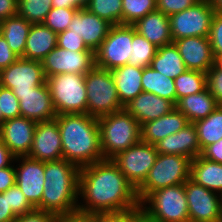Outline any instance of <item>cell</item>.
<instances>
[{
  "mask_svg": "<svg viewBox=\"0 0 222 222\" xmlns=\"http://www.w3.org/2000/svg\"><path fill=\"white\" fill-rule=\"evenodd\" d=\"M57 46L66 50L76 52L92 51L86 46L81 36H78L76 33H73V31L69 29L58 33Z\"/></svg>",
  "mask_w": 222,
  "mask_h": 222,
  "instance_id": "41",
  "label": "cell"
},
{
  "mask_svg": "<svg viewBox=\"0 0 222 222\" xmlns=\"http://www.w3.org/2000/svg\"><path fill=\"white\" fill-rule=\"evenodd\" d=\"M90 0H52V7L70 8V9H86Z\"/></svg>",
  "mask_w": 222,
  "mask_h": 222,
  "instance_id": "52",
  "label": "cell"
},
{
  "mask_svg": "<svg viewBox=\"0 0 222 222\" xmlns=\"http://www.w3.org/2000/svg\"><path fill=\"white\" fill-rule=\"evenodd\" d=\"M100 146L104 159L141 141V125L125 109L97 118Z\"/></svg>",
  "mask_w": 222,
  "mask_h": 222,
  "instance_id": "4",
  "label": "cell"
},
{
  "mask_svg": "<svg viewBox=\"0 0 222 222\" xmlns=\"http://www.w3.org/2000/svg\"><path fill=\"white\" fill-rule=\"evenodd\" d=\"M159 154H174L189 157L191 160L201 155L196 127L187 124L177 133L171 134L155 144Z\"/></svg>",
  "mask_w": 222,
  "mask_h": 222,
  "instance_id": "21",
  "label": "cell"
},
{
  "mask_svg": "<svg viewBox=\"0 0 222 222\" xmlns=\"http://www.w3.org/2000/svg\"><path fill=\"white\" fill-rule=\"evenodd\" d=\"M58 34L43 23L32 24L26 40L24 59L42 61L57 47Z\"/></svg>",
  "mask_w": 222,
  "mask_h": 222,
  "instance_id": "25",
  "label": "cell"
},
{
  "mask_svg": "<svg viewBox=\"0 0 222 222\" xmlns=\"http://www.w3.org/2000/svg\"><path fill=\"white\" fill-rule=\"evenodd\" d=\"M46 83L57 115L87 113L85 74H56L46 78Z\"/></svg>",
  "mask_w": 222,
  "mask_h": 222,
  "instance_id": "5",
  "label": "cell"
},
{
  "mask_svg": "<svg viewBox=\"0 0 222 222\" xmlns=\"http://www.w3.org/2000/svg\"><path fill=\"white\" fill-rule=\"evenodd\" d=\"M37 122L26 117L5 120L0 127V140L15 157L28 156Z\"/></svg>",
  "mask_w": 222,
  "mask_h": 222,
  "instance_id": "17",
  "label": "cell"
},
{
  "mask_svg": "<svg viewBox=\"0 0 222 222\" xmlns=\"http://www.w3.org/2000/svg\"><path fill=\"white\" fill-rule=\"evenodd\" d=\"M216 12L222 13V0H210Z\"/></svg>",
  "mask_w": 222,
  "mask_h": 222,
  "instance_id": "57",
  "label": "cell"
},
{
  "mask_svg": "<svg viewBox=\"0 0 222 222\" xmlns=\"http://www.w3.org/2000/svg\"><path fill=\"white\" fill-rule=\"evenodd\" d=\"M61 134L63 159L82 168L104 160L100 146L98 120L86 114L55 117Z\"/></svg>",
  "mask_w": 222,
  "mask_h": 222,
  "instance_id": "2",
  "label": "cell"
},
{
  "mask_svg": "<svg viewBox=\"0 0 222 222\" xmlns=\"http://www.w3.org/2000/svg\"><path fill=\"white\" fill-rule=\"evenodd\" d=\"M55 218L56 215L53 213L34 209L33 211L17 216L14 222H54Z\"/></svg>",
  "mask_w": 222,
  "mask_h": 222,
  "instance_id": "45",
  "label": "cell"
},
{
  "mask_svg": "<svg viewBox=\"0 0 222 222\" xmlns=\"http://www.w3.org/2000/svg\"><path fill=\"white\" fill-rule=\"evenodd\" d=\"M219 104L208 88L204 91L181 98L176 107L186 116L189 123L206 118Z\"/></svg>",
  "mask_w": 222,
  "mask_h": 222,
  "instance_id": "28",
  "label": "cell"
},
{
  "mask_svg": "<svg viewBox=\"0 0 222 222\" xmlns=\"http://www.w3.org/2000/svg\"><path fill=\"white\" fill-rule=\"evenodd\" d=\"M54 222H94V215H85L78 212L72 215H58Z\"/></svg>",
  "mask_w": 222,
  "mask_h": 222,
  "instance_id": "53",
  "label": "cell"
},
{
  "mask_svg": "<svg viewBox=\"0 0 222 222\" xmlns=\"http://www.w3.org/2000/svg\"><path fill=\"white\" fill-rule=\"evenodd\" d=\"M16 184V172L13 165L0 169V193Z\"/></svg>",
  "mask_w": 222,
  "mask_h": 222,
  "instance_id": "47",
  "label": "cell"
},
{
  "mask_svg": "<svg viewBox=\"0 0 222 222\" xmlns=\"http://www.w3.org/2000/svg\"><path fill=\"white\" fill-rule=\"evenodd\" d=\"M190 179L196 184L222 195V164L199 155L191 161Z\"/></svg>",
  "mask_w": 222,
  "mask_h": 222,
  "instance_id": "27",
  "label": "cell"
},
{
  "mask_svg": "<svg viewBox=\"0 0 222 222\" xmlns=\"http://www.w3.org/2000/svg\"><path fill=\"white\" fill-rule=\"evenodd\" d=\"M77 11V9L52 7L43 24L58 34L68 29Z\"/></svg>",
  "mask_w": 222,
  "mask_h": 222,
  "instance_id": "38",
  "label": "cell"
},
{
  "mask_svg": "<svg viewBox=\"0 0 222 222\" xmlns=\"http://www.w3.org/2000/svg\"><path fill=\"white\" fill-rule=\"evenodd\" d=\"M176 105L153 93L142 92L124 106L140 125L168 114Z\"/></svg>",
  "mask_w": 222,
  "mask_h": 222,
  "instance_id": "22",
  "label": "cell"
},
{
  "mask_svg": "<svg viewBox=\"0 0 222 222\" xmlns=\"http://www.w3.org/2000/svg\"><path fill=\"white\" fill-rule=\"evenodd\" d=\"M158 154L155 145L140 141L128 149L117 153L111 159L137 190L148 177Z\"/></svg>",
  "mask_w": 222,
  "mask_h": 222,
  "instance_id": "10",
  "label": "cell"
},
{
  "mask_svg": "<svg viewBox=\"0 0 222 222\" xmlns=\"http://www.w3.org/2000/svg\"><path fill=\"white\" fill-rule=\"evenodd\" d=\"M111 74L115 81L120 103L123 106L143 92L141 83L143 68L126 64L111 70Z\"/></svg>",
  "mask_w": 222,
  "mask_h": 222,
  "instance_id": "26",
  "label": "cell"
},
{
  "mask_svg": "<svg viewBox=\"0 0 222 222\" xmlns=\"http://www.w3.org/2000/svg\"><path fill=\"white\" fill-rule=\"evenodd\" d=\"M140 205L156 222H189L188 202L184 184L168 186L153 191Z\"/></svg>",
  "mask_w": 222,
  "mask_h": 222,
  "instance_id": "8",
  "label": "cell"
},
{
  "mask_svg": "<svg viewBox=\"0 0 222 222\" xmlns=\"http://www.w3.org/2000/svg\"><path fill=\"white\" fill-rule=\"evenodd\" d=\"M79 173L78 166L63 158L45 162L41 210L56 216L77 213Z\"/></svg>",
  "mask_w": 222,
  "mask_h": 222,
  "instance_id": "3",
  "label": "cell"
},
{
  "mask_svg": "<svg viewBox=\"0 0 222 222\" xmlns=\"http://www.w3.org/2000/svg\"><path fill=\"white\" fill-rule=\"evenodd\" d=\"M136 31L157 47L173 43L169 16L155 10L133 24Z\"/></svg>",
  "mask_w": 222,
  "mask_h": 222,
  "instance_id": "24",
  "label": "cell"
},
{
  "mask_svg": "<svg viewBox=\"0 0 222 222\" xmlns=\"http://www.w3.org/2000/svg\"><path fill=\"white\" fill-rule=\"evenodd\" d=\"M207 88L219 105H222V71L213 66L207 73Z\"/></svg>",
  "mask_w": 222,
  "mask_h": 222,
  "instance_id": "44",
  "label": "cell"
},
{
  "mask_svg": "<svg viewBox=\"0 0 222 222\" xmlns=\"http://www.w3.org/2000/svg\"><path fill=\"white\" fill-rule=\"evenodd\" d=\"M52 8V0H18L17 14L32 24L43 23Z\"/></svg>",
  "mask_w": 222,
  "mask_h": 222,
  "instance_id": "35",
  "label": "cell"
},
{
  "mask_svg": "<svg viewBox=\"0 0 222 222\" xmlns=\"http://www.w3.org/2000/svg\"><path fill=\"white\" fill-rule=\"evenodd\" d=\"M201 156L207 160L222 164V139L206 146L202 150Z\"/></svg>",
  "mask_w": 222,
  "mask_h": 222,
  "instance_id": "48",
  "label": "cell"
},
{
  "mask_svg": "<svg viewBox=\"0 0 222 222\" xmlns=\"http://www.w3.org/2000/svg\"><path fill=\"white\" fill-rule=\"evenodd\" d=\"M189 124L186 116L174 107L168 114L141 125V141L155 145Z\"/></svg>",
  "mask_w": 222,
  "mask_h": 222,
  "instance_id": "23",
  "label": "cell"
},
{
  "mask_svg": "<svg viewBox=\"0 0 222 222\" xmlns=\"http://www.w3.org/2000/svg\"><path fill=\"white\" fill-rule=\"evenodd\" d=\"M94 222H127V211L123 213L96 214Z\"/></svg>",
  "mask_w": 222,
  "mask_h": 222,
  "instance_id": "54",
  "label": "cell"
},
{
  "mask_svg": "<svg viewBox=\"0 0 222 222\" xmlns=\"http://www.w3.org/2000/svg\"><path fill=\"white\" fill-rule=\"evenodd\" d=\"M150 67L172 79L177 78L187 70L174 43L158 47Z\"/></svg>",
  "mask_w": 222,
  "mask_h": 222,
  "instance_id": "30",
  "label": "cell"
},
{
  "mask_svg": "<svg viewBox=\"0 0 222 222\" xmlns=\"http://www.w3.org/2000/svg\"><path fill=\"white\" fill-rule=\"evenodd\" d=\"M189 222H222V195L196 184L184 183Z\"/></svg>",
  "mask_w": 222,
  "mask_h": 222,
  "instance_id": "12",
  "label": "cell"
},
{
  "mask_svg": "<svg viewBox=\"0 0 222 222\" xmlns=\"http://www.w3.org/2000/svg\"><path fill=\"white\" fill-rule=\"evenodd\" d=\"M191 159L174 154H158L144 183L137 189L141 203L151 192L184 184L190 178Z\"/></svg>",
  "mask_w": 222,
  "mask_h": 222,
  "instance_id": "6",
  "label": "cell"
},
{
  "mask_svg": "<svg viewBox=\"0 0 222 222\" xmlns=\"http://www.w3.org/2000/svg\"><path fill=\"white\" fill-rule=\"evenodd\" d=\"M127 222H156V221L142 207V205H138L136 208L127 211Z\"/></svg>",
  "mask_w": 222,
  "mask_h": 222,
  "instance_id": "49",
  "label": "cell"
},
{
  "mask_svg": "<svg viewBox=\"0 0 222 222\" xmlns=\"http://www.w3.org/2000/svg\"><path fill=\"white\" fill-rule=\"evenodd\" d=\"M198 1L200 0H156L157 10L167 16L181 12L195 5Z\"/></svg>",
  "mask_w": 222,
  "mask_h": 222,
  "instance_id": "43",
  "label": "cell"
},
{
  "mask_svg": "<svg viewBox=\"0 0 222 222\" xmlns=\"http://www.w3.org/2000/svg\"><path fill=\"white\" fill-rule=\"evenodd\" d=\"M86 9L113 25L122 24V0H90Z\"/></svg>",
  "mask_w": 222,
  "mask_h": 222,
  "instance_id": "36",
  "label": "cell"
},
{
  "mask_svg": "<svg viewBox=\"0 0 222 222\" xmlns=\"http://www.w3.org/2000/svg\"><path fill=\"white\" fill-rule=\"evenodd\" d=\"M187 70L207 73L214 66V55L208 37H186L173 41Z\"/></svg>",
  "mask_w": 222,
  "mask_h": 222,
  "instance_id": "19",
  "label": "cell"
},
{
  "mask_svg": "<svg viewBox=\"0 0 222 222\" xmlns=\"http://www.w3.org/2000/svg\"><path fill=\"white\" fill-rule=\"evenodd\" d=\"M214 66L222 71V54L214 56Z\"/></svg>",
  "mask_w": 222,
  "mask_h": 222,
  "instance_id": "56",
  "label": "cell"
},
{
  "mask_svg": "<svg viewBox=\"0 0 222 222\" xmlns=\"http://www.w3.org/2000/svg\"><path fill=\"white\" fill-rule=\"evenodd\" d=\"M78 196L83 200L78 213L85 215L123 213L140 205L137 190L112 159L80 168Z\"/></svg>",
  "mask_w": 222,
  "mask_h": 222,
  "instance_id": "1",
  "label": "cell"
},
{
  "mask_svg": "<svg viewBox=\"0 0 222 222\" xmlns=\"http://www.w3.org/2000/svg\"><path fill=\"white\" fill-rule=\"evenodd\" d=\"M28 156L43 162L63 158L61 134L55 118L37 122L32 147Z\"/></svg>",
  "mask_w": 222,
  "mask_h": 222,
  "instance_id": "16",
  "label": "cell"
},
{
  "mask_svg": "<svg viewBox=\"0 0 222 222\" xmlns=\"http://www.w3.org/2000/svg\"><path fill=\"white\" fill-rule=\"evenodd\" d=\"M16 185L20 188L29 203L41 210V200L45 183V162L39 161L29 156L16 157ZM18 166V167H17Z\"/></svg>",
  "mask_w": 222,
  "mask_h": 222,
  "instance_id": "15",
  "label": "cell"
},
{
  "mask_svg": "<svg viewBox=\"0 0 222 222\" xmlns=\"http://www.w3.org/2000/svg\"><path fill=\"white\" fill-rule=\"evenodd\" d=\"M87 114L99 118L124 109L111 71L94 66L85 74Z\"/></svg>",
  "mask_w": 222,
  "mask_h": 222,
  "instance_id": "7",
  "label": "cell"
},
{
  "mask_svg": "<svg viewBox=\"0 0 222 222\" xmlns=\"http://www.w3.org/2000/svg\"><path fill=\"white\" fill-rule=\"evenodd\" d=\"M5 120L3 119V115H2V112H1V109H0V127L2 125V123L4 122Z\"/></svg>",
  "mask_w": 222,
  "mask_h": 222,
  "instance_id": "58",
  "label": "cell"
},
{
  "mask_svg": "<svg viewBox=\"0 0 222 222\" xmlns=\"http://www.w3.org/2000/svg\"><path fill=\"white\" fill-rule=\"evenodd\" d=\"M208 38L211 43L213 55L214 56L221 55L222 54V13L216 12L214 14Z\"/></svg>",
  "mask_w": 222,
  "mask_h": 222,
  "instance_id": "42",
  "label": "cell"
},
{
  "mask_svg": "<svg viewBox=\"0 0 222 222\" xmlns=\"http://www.w3.org/2000/svg\"><path fill=\"white\" fill-rule=\"evenodd\" d=\"M197 130L198 141L203 150L206 146L222 139V105H219L206 118L193 123Z\"/></svg>",
  "mask_w": 222,
  "mask_h": 222,
  "instance_id": "32",
  "label": "cell"
},
{
  "mask_svg": "<svg viewBox=\"0 0 222 222\" xmlns=\"http://www.w3.org/2000/svg\"><path fill=\"white\" fill-rule=\"evenodd\" d=\"M14 94L19 99L22 117L42 122L57 116L47 83L31 89L30 92Z\"/></svg>",
  "mask_w": 222,
  "mask_h": 222,
  "instance_id": "20",
  "label": "cell"
},
{
  "mask_svg": "<svg viewBox=\"0 0 222 222\" xmlns=\"http://www.w3.org/2000/svg\"><path fill=\"white\" fill-rule=\"evenodd\" d=\"M216 10L210 0H200L195 5L169 16L173 41L186 37H208Z\"/></svg>",
  "mask_w": 222,
  "mask_h": 222,
  "instance_id": "9",
  "label": "cell"
},
{
  "mask_svg": "<svg viewBox=\"0 0 222 222\" xmlns=\"http://www.w3.org/2000/svg\"><path fill=\"white\" fill-rule=\"evenodd\" d=\"M18 58L9 47L4 36L0 34V71L14 63Z\"/></svg>",
  "mask_w": 222,
  "mask_h": 222,
  "instance_id": "46",
  "label": "cell"
},
{
  "mask_svg": "<svg viewBox=\"0 0 222 222\" xmlns=\"http://www.w3.org/2000/svg\"><path fill=\"white\" fill-rule=\"evenodd\" d=\"M4 195H8L9 208L12 209L16 216L23 215L35 209L16 184L5 191Z\"/></svg>",
  "mask_w": 222,
  "mask_h": 222,
  "instance_id": "40",
  "label": "cell"
},
{
  "mask_svg": "<svg viewBox=\"0 0 222 222\" xmlns=\"http://www.w3.org/2000/svg\"><path fill=\"white\" fill-rule=\"evenodd\" d=\"M18 0H0V21L17 15Z\"/></svg>",
  "mask_w": 222,
  "mask_h": 222,
  "instance_id": "51",
  "label": "cell"
},
{
  "mask_svg": "<svg viewBox=\"0 0 222 222\" xmlns=\"http://www.w3.org/2000/svg\"><path fill=\"white\" fill-rule=\"evenodd\" d=\"M15 156L9 151L8 147L0 140V169L12 165Z\"/></svg>",
  "mask_w": 222,
  "mask_h": 222,
  "instance_id": "55",
  "label": "cell"
},
{
  "mask_svg": "<svg viewBox=\"0 0 222 222\" xmlns=\"http://www.w3.org/2000/svg\"><path fill=\"white\" fill-rule=\"evenodd\" d=\"M31 26L32 23L18 14L1 21V34L19 58L24 56L26 40Z\"/></svg>",
  "mask_w": 222,
  "mask_h": 222,
  "instance_id": "29",
  "label": "cell"
},
{
  "mask_svg": "<svg viewBox=\"0 0 222 222\" xmlns=\"http://www.w3.org/2000/svg\"><path fill=\"white\" fill-rule=\"evenodd\" d=\"M0 109L4 120L21 116L19 99L11 89L0 86Z\"/></svg>",
  "mask_w": 222,
  "mask_h": 222,
  "instance_id": "39",
  "label": "cell"
},
{
  "mask_svg": "<svg viewBox=\"0 0 222 222\" xmlns=\"http://www.w3.org/2000/svg\"><path fill=\"white\" fill-rule=\"evenodd\" d=\"M46 83L41 61L18 58L14 63L0 71V86L11 89L13 93H26Z\"/></svg>",
  "mask_w": 222,
  "mask_h": 222,
  "instance_id": "13",
  "label": "cell"
},
{
  "mask_svg": "<svg viewBox=\"0 0 222 222\" xmlns=\"http://www.w3.org/2000/svg\"><path fill=\"white\" fill-rule=\"evenodd\" d=\"M157 48V46L140 35L133 26V40L128 64L141 68L150 67L151 61L157 52Z\"/></svg>",
  "mask_w": 222,
  "mask_h": 222,
  "instance_id": "34",
  "label": "cell"
},
{
  "mask_svg": "<svg viewBox=\"0 0 222 222\" xmlns=\"http://www.w3.org/2000/svg\"><path fill=\"white\" fill-rule=\"evenodd\" d=\"M155 10H157L156 0H122V24L133 25Z\"/></svg>",
  "mask_w": 222,
  "mask_h": 222,
  "instance_id": "37",
  "label": "cell"
},
{
  "mask_svg": "<svg viewBox=\"0 0 222 222\" xmlns=\"http://www.w3.org/2000/svg\"><path fill=\"white\" fill-rule=\"evenodd\" d=\"M112 26L113 24L109 21L87 9H80L74 14L68 29L81 36L86 46L95 52L109 34Z\"/></svg>",
  "mask_w": 222,
  "mask_h": 222,
  "instance_id": "18",
  "label": "cell"
},
{
  "mask_svg": "<svg viewBox=\"0 0 222 222\" xmlns=\"http://www.w3.org/2000/svg\"><path fill=\"white\" fill-rule=\"evenodd\" d=\"M133 40V25H113L94 52L95 66L109 71L128 64Z\"/></svg>",
  "mask_w": 222,
  "mask_h": 222,
  "instance_id": "11",
  "label": "cell"
},
{
  "mask_svg": "<svg viewBox=\"0 0 222 222\" xmlns=\"http://www.w3.org/2000/svg\"><path fill=\"white\" fill-rule=\"evenodd\" d=\"M141 83L143 92L153 93L159 97L172 101L176 105L174 79L168 78L151 67H146L143 68Z\"/></svg>",
  "mask_w": 222,
  "mask_h": 222,
  "instance_id": "31",
  "label": "cell"
},
{
  "mask_svg": "<svg viewBox=\"0 0 222 222\" xmlns=\"http://www.w3.org/2000/svg\"><path fill=\"white\" fill-rule=\"evenodd\" d=\"M17 216L9 208L8 195L0 193V222H14Z\"/></svg>",
  "mask_w": 222,
  "mask_h": 222,
  "instance_id": "50",
  "label": "cell"
},
{
  "mask_svg": "<svg viewBox=\"0 0 222 222\" xmlns=\"http://www.w3.org/2000/svg\"><path fill=\"white\" fill-rule=\"evenodd\" d=\"M46 78L64 73L86 74L95 66L93 51H71L55 47L41 61Z\"/></svg>",
  "mask_w": 222,
  "mask_h": 222,
  "instance_id": "14",
  "label": "cell"
},
{
  "mask_svg": "<svg viewBox=\"0 0 222 222\" xmlns=\"http://www.w3.org/2000/svg\"><path fill=\"white\" fill-rule=\"evenodd\" d=\"M176 88V104L188 95L196 94L207 88L206 73L195 70H186L174 79Z\"/></svg>",
  "mask_w": 222,
  "mask_h": 222,
  "instance_id": "33",
  "label": "cell"
}]
</instances>
